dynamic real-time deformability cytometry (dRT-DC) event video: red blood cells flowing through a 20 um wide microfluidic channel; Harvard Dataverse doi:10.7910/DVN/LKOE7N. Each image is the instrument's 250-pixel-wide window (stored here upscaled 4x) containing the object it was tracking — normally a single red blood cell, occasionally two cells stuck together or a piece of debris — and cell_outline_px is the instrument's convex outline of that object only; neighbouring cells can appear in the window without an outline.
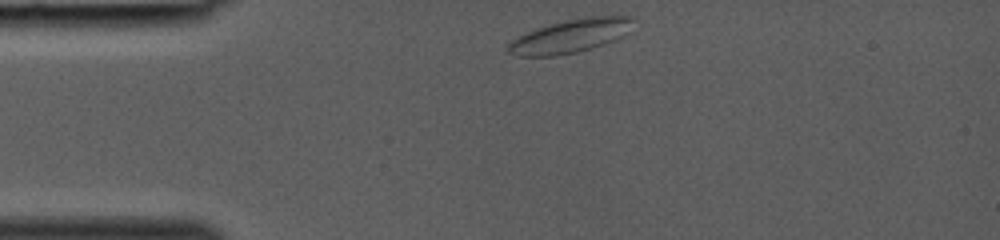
{"species": "common noctule bat (a hibernating species)", "species_latin": "Nyctalus noctula", "temperature_condition": "room temperature", "stored_images_in_passage": 28, "camera_frame_rate_fps": 3000, "um_per_image_px": 0.085, "animal": {"sex": "female", "body_mass_g": 19.0, "forearm_length_mm": 53.3}, "frame": {"image": 1, "passage_image": 1, "time_ms": 0.0, "image_size_px": [1000, 240], "cell_outline_px": [[632, 20], [628, 32], [624, 36], [604, 44], [576, 52], [556, 56], [516, 56], [508, 52], [504, 48], [512, 40], [536, 28], [548, 24], [588, 16], [632, 16]], "centroid_in_image_um": [48.45, 3.07], "position_along_channel_um": 36.6, "area_um2": 24.22}}
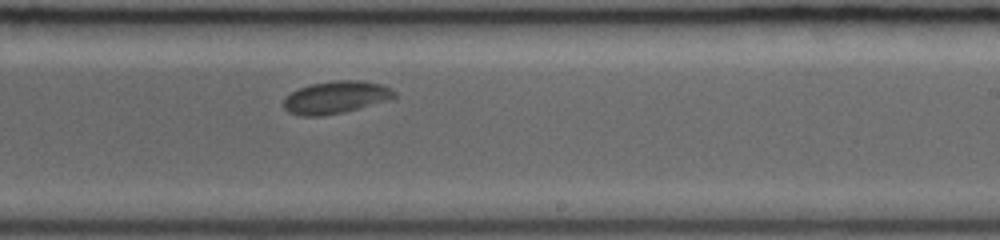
{"frame": {"image": 2, "passage_image": 17, "time_ms": 5.333, "image_size_px": [1000, 240], "cell_outline_px": [[396, 96], [392, 100], [344, 112], [320, 116], [300, 116], [288, 112], [284, 108], [284, 100], [292, 92], [300, 88], [312, 84], [336, 80], [360, 80], [384, 84], [396, 92]], "centroid_in_image_um": [28.61, 8.28], "position_along_channel_um": 260.4, "area_um2": 21.04}}
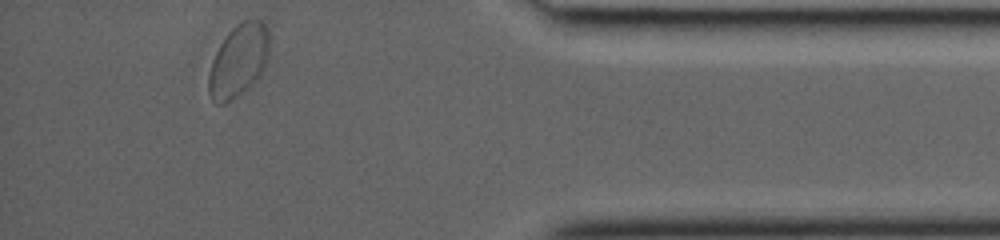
{"frame": {"image": 3, "passage_image": 28, "time_ms": 9.0, "image_size_px": [1000, 240], "cell_outline_px": [[272, 36], [268, 60], [260, 76], [244, 92], [232, 100], [224, 104], [216, 104], [212, 100], [208, 92], [208, 76], [212, 60], [220, 44], [228, 32], [232, 28], [244, 20], [260, 20], [272, 32]], "centroid_in_image_um": [20.32, 5.15], "position_along_channel_um": 414.9, "area_um2": 26.3}}